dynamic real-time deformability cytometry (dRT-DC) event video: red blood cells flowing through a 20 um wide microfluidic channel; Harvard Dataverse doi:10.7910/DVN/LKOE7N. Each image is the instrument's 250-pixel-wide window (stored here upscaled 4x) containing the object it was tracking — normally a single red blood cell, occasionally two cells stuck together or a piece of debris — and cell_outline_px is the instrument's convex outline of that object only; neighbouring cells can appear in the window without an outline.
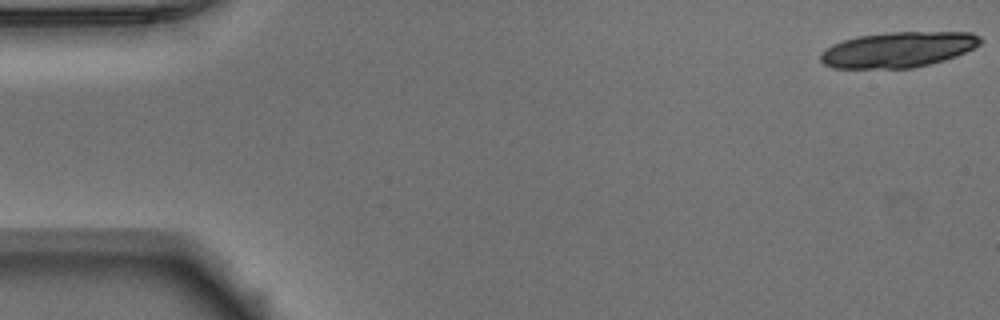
{"species": "Egyptian fruit bat (a non-hibernating species)", "species_latin": "Rousettus aegyptiacus", "temperature_condition": "warm", "stored_images_in_passage": 17, "camera_frame_rate_fps": 3000, "um_per_image_px": 0.085, "animal": {"sex": "male"}, "frame": {"image": 1, "passage_image": 1, "time_ms": 0.0, "image_size_px": [1000, 320], "cell_outline_px": [[984, 40], [976, 48], [956, 56], [944, 60], [912, 68], [832, 68], [824, 64], [820, 60], [820, 56], [832, 44], [856, 36], [892, 32], [972, 32], [980, 36]], "centroid_in_image_um": [76.39, 4.21], "position_along_channel_um": 8.6, "area_um2": 33.12}}